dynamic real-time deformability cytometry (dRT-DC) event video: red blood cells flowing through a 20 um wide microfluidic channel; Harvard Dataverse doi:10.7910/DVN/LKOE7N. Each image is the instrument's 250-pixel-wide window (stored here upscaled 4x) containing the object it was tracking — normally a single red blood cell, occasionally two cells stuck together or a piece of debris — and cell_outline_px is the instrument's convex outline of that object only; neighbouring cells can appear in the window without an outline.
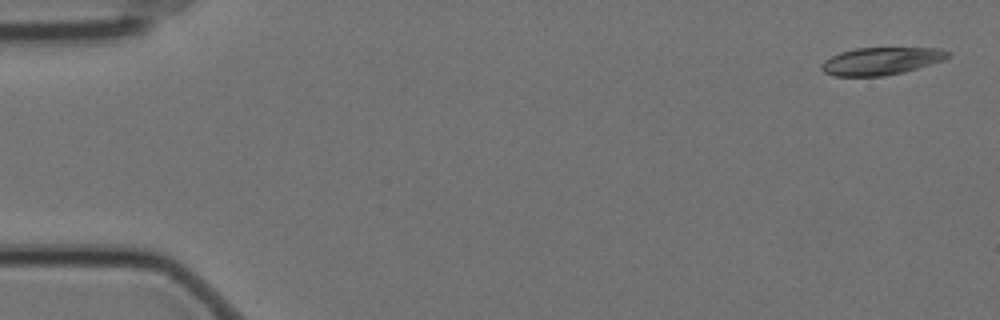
{"species": "Egyptian fruit bat (a non-hibernating species)", "species_latin": "Rousettus aegyptiacus", "temperature_condition": "cold", "stored_images_in_passage": 5, "camera_frame_rate_fps": 3000, "um_per_image_px": 0.085, "animal": {"sex": "female"}, "frame": {"image": 1, "passage_image": 1, "time_ms": 0.0, "image_size_px": [1000, 320], "cell_outline_px": [[952, 52], [944, 60], [904, 72], [884, 76], [832, 76], [824, 72], [820, 68], [820, 64], [824, 60], [840, 52], [856, 48], [940, 48]], "centroid_in_image_um": [74.88, 5.19], "position_along_channel_um": 10.1, "area_um2": 20.35}}